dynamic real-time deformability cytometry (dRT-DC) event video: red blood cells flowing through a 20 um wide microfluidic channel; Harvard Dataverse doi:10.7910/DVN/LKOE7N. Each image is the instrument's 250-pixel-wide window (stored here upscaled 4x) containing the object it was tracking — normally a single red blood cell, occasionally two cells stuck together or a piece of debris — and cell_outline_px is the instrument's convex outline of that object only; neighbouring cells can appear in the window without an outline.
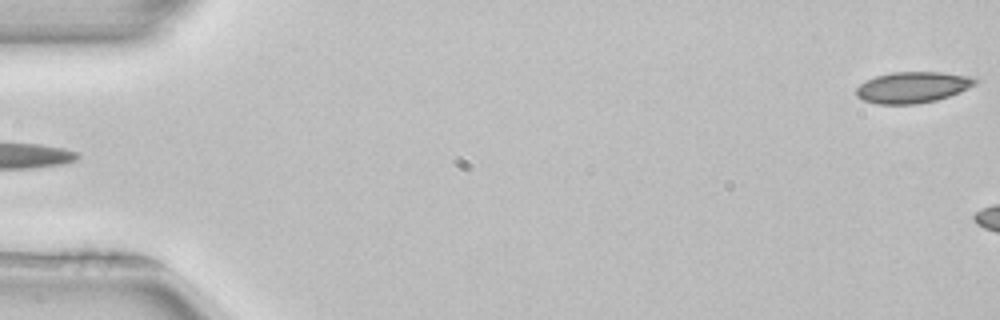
{"species": "common noctule bat (a hibernating species)", "species_latin": "Nyctalus noctula", "temperature_condition": "room temperature", "stored_images_in_passage": 6, "camera_frame_rate_fps": 3000, "um_per_image_px": 0.085, "animal": {"sex": "female", "body_mass_g": 22.7, "forearm_length_mm": 54.2}, "frame": {"image": 1, "passage_image": 1, "time_ms": 0.0, "image_size_px": [1000, 320], "cell_outline_px": [[980, 80], [976, 84], [968, 88], [948, 96], [936, 100], [916, 104], [876, 104], [864, 100], [856, 96], [856, 88], [864, 80], [876, 76], [892, 72], [940, 72], [972, 76]], "centroid_in_image_um": [77.56, 7.41], "position_along_channel_um": 7.4, "area_um2": 21.68}}